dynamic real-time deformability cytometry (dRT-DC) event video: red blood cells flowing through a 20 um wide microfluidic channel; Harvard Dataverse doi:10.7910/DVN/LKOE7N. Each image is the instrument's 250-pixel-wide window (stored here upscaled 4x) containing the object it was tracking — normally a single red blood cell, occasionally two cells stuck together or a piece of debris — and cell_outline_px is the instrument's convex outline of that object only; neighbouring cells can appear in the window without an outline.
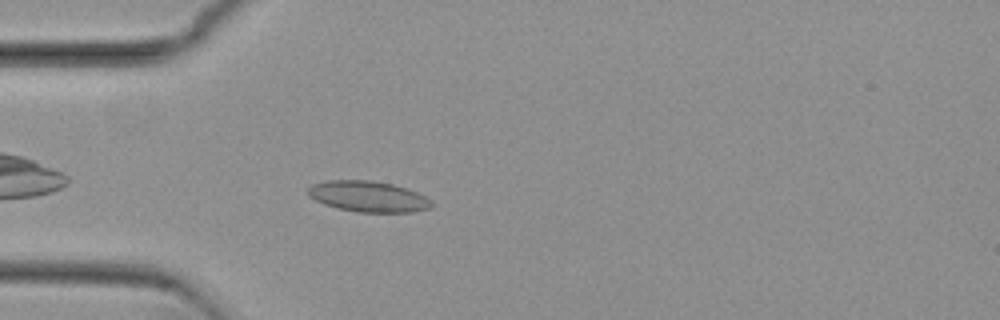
{"species": "common noctule bat (a hibernating species)", "species_latin": "Nyctalus noctula", "temperature_condition": "cold", "stored_images_in_passage": 29, "camera_frame_rate_fps": 3000, "um_per_image_px": 0.085, "animal": {"sex": "female", "body_mass_g": 29.2, "forearm_length_mm": 56.3}, "frame": {"image": 1, "passage_image": 3, "time_ms": 0.667, "image_size_px": [1000, 320], "cell_outline_px": [[432, 208], [412, 212], [356, 212], [336, 208], [324, 204], [308, 196], [308, 188], [312, 184], [328, 180], [372, 180], [392, 184], [416, 192], [432, 200]], "centroid_in_image_um": [31.28, 16.71], "position_along_channel_um": 53.7, "area_um2": 22.25}}
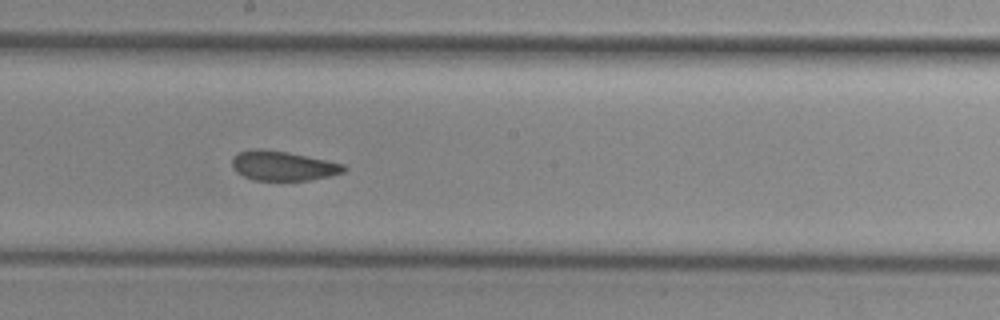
{"frame": {"image": 2, "passage_image": 17, "time_ms": 5.333, "image_size_px": [1000, 320], "cell_outline_px": [[348, 168], [344, 172], [332, 176], [308, 180], [252, 180], [236, 172], [232, 168], [232, 156], [236, 152], [252, 148], [264, 148], [288, 152], [344, 164]], "centroid_in_image_um": [24.01, 14.08], "position_along_channel_um": 224.2, "area_um2": 19.59}}
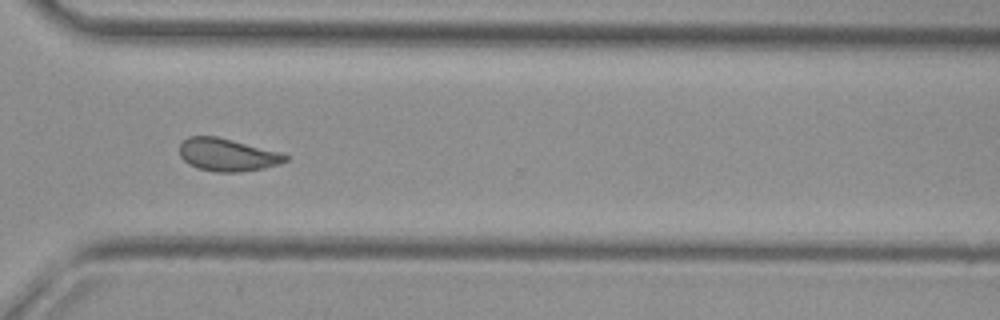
{"frame": {"image": 3, "passage_image": 27, "time_ms": 8.667, "image_size_px": [1000, 320], "cell_outline_px": [[288, 160], [280, 164], [264, 168], [240, 172], [216, 172], [196, 168], [188, 164], [180, 156], [180, 144], [188, 136], [216, 136], [232, 140], [276, 152], [288, 156]], "centroid_in_image_um": [19.28, 13.17], "position_along_channel_um": 351.3, "area_um2": 19.94}, "authors_computed_cell_mechanics": {"area_um2": 20.1722, "velocity_mm_per_s": 3.8106, "shape_relaxation_time_tau1_ms": null, "shape_relaxation_time_tau2_ms": 1.8563, "deformation_change_tau1": null, "deformation_change_tau2": 0.0897}}